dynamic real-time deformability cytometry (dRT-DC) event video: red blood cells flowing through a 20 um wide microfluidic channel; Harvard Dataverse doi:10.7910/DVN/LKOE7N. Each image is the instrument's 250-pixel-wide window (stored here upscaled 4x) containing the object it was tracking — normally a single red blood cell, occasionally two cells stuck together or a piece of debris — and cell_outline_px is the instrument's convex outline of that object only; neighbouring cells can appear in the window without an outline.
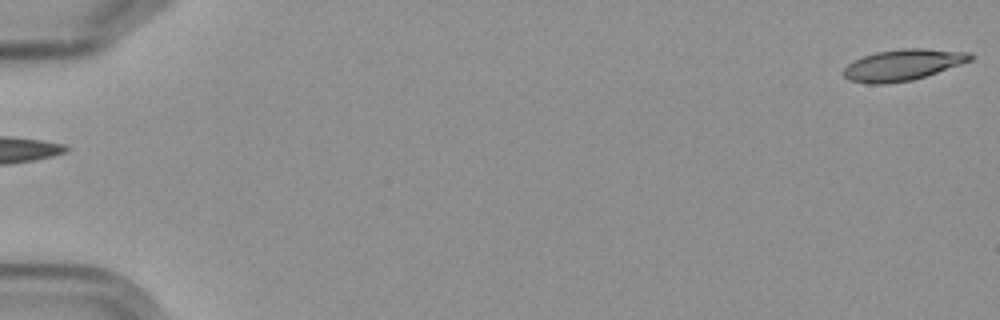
{"species": "Egyptian fruit bat (a non-hibernating species)", "species_latin": "Rousettus aegyptiacus", "temperature_condition": "cold", "stored_images_in_passage": 6, "camera_frame_rate_fps": 3000, "um_per_image_px": 0.085, "frame": {"image": 1, "passage_image": 6, "time_ms": 6.667, "image_size_px": [1000, 320], "cell_outline_px": [[976, 56], [972, 60], [912, 80], [884, 84], [868, 84], [848, 80], [844, 76], [844, 68], [852, 60], [876, 52], [904, 48], [924, 48], [968, 52]], "centroid_in_image_um": [76.72, 5.51], "position_along_channel_um": 8.3, "area_um2": 22.95}}